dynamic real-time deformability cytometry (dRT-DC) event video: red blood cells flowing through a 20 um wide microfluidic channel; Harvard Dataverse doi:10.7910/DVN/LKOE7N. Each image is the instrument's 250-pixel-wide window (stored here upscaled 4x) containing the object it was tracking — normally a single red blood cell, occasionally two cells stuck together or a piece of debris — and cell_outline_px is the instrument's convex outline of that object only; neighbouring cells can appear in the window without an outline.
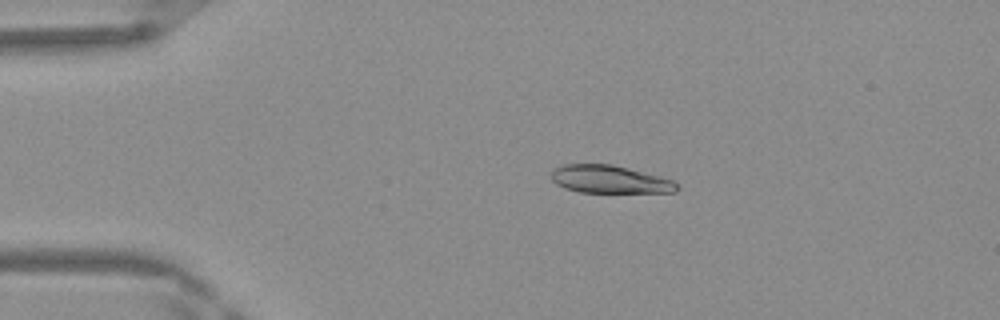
{"species": "Egyptian fruit bat (a non-hibernating species)", "species_latin": "Rousettus aegyptiacus", "temperature_condition": "warm", "stored_images_in_passage": 28, "camera_frame_rate_fps": 3000, "um_per_image_px": 0.085, "frame": {"image": 1, "passage_image": 1, "time_ms": 0.0, "image_size_px": [1000, 320], "cell_outline_px": [[652, 180], [640, 192], [588, 192], [572, 188], [584, 164], [596, 164], [620, 168], [632, 172]], "centroid_in_image_um": [51.77, 15.29], "position_along_channel_um": 33.2, "area_um2": 11.79}}
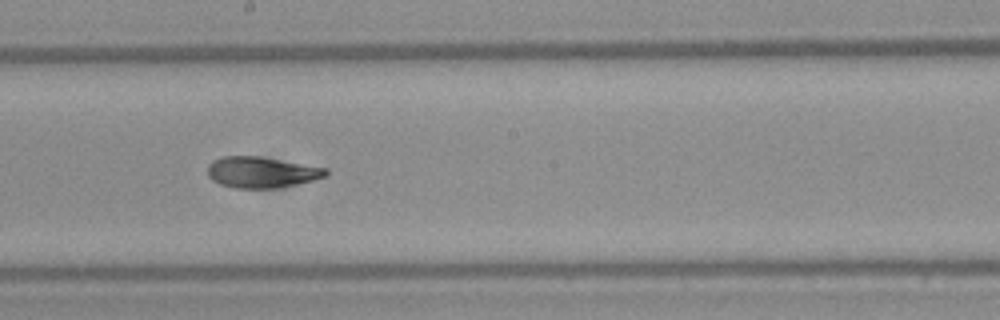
{"frame": {"image": 2, "passage_image": 18, "time_ms": 5.667, "image_size_px": [1000, 320], "cell_outline_px": [[324, 172], [316, 176], [304, 180], [280, 184], [236, 184], [232, 160], [268, 160]], "centroid_in_image_um": [22.92, 14.66], "position_along_channel_um": 225.3, "area_um2": 11.73}}
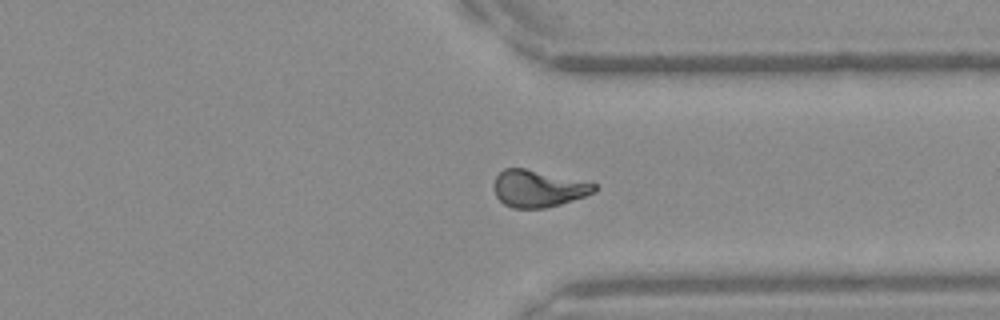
{"frame": {"image": 3, "passage_image": 28, "time_ms": 9.0, "image_size_px": [1000, 320], "cell_outline_px": [[596, 188], [580, 196], [552, 204], [508, 204], [500, 196], [512, 168], [520, 168], [596, 184]], "centroid_in_image_um": [46.02, 15.98], "position_along_channel_um": 365.4, "area_um2": 16.94}}